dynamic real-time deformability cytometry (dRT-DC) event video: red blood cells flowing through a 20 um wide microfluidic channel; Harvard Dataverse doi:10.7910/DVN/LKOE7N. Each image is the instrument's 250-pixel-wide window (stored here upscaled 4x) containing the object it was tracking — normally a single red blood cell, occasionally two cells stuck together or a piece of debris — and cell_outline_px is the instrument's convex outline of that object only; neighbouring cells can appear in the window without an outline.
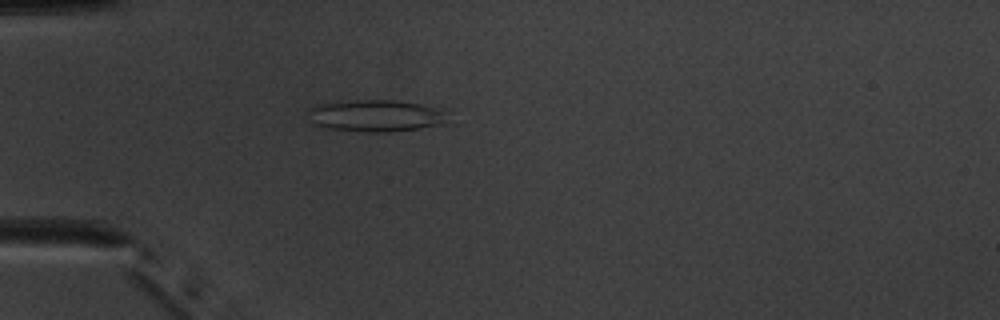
{"species": "common noctule bat (a hibernating species)", "species_latin": "Nyctalus noctula", "temperature_condition": "warm", "stored_images_in_passage": 42, "camera_frame_rate_fps": 3000, "um_per_image_px": 0.085, "animal": {"sex": "male", "body_mass_g": 20.1, "forearm_length_mm": 53.5}, "frame": {"image": 1, "passage_image": 6, "time_ms": 1.667, "image_size_px": [1000, 320], "cell_outline_px": [[448, 124], [392, 132], [364, 132], [328, 128], [312, 124], [304, 112], [308, 108], [320, 104], [356, 100], [392, 100], [420, 104], [440, 108], [448, 112]], "centroid_in_image_um": [31.97, 9.85], "position_along_channel_um": 53.0, "area_um2": 26.47}}
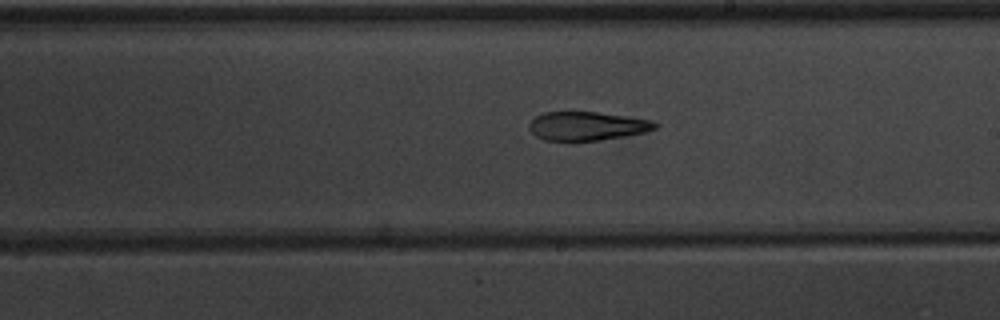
{"frame": {"image": 2, "passage_image": 21, "time_ms": 6.667, "image_size_px": [1000, 320], "cell_outline_px": [[660, 124], [656, 128], [644, 132], [624, 136], [600, 140], [544, 140], [536, 136], [528, 128], [528, 124], [536, 116], [544, 112], [596, 112], [652, 120]], "centroid_in_image_um": [49.89, 10.71], "position_along_channel_um": 239.1, "area_um2": 20.87}}
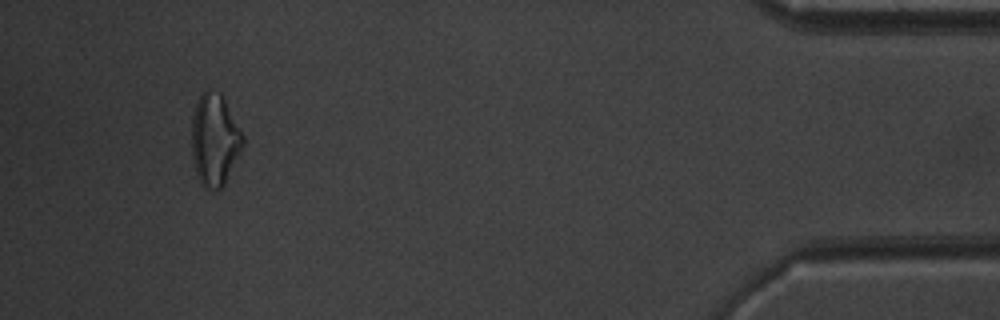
{"frame": {"image": 3, "passage_image": 39, "time_ms": 12.667, "image_size_px": [1000, 320], "cell_outline_px": [[244, 144], [224, 184], [220, 188], [204, 188], [200, 184], [196, 176], [192, 156], [192, 116], [196, 104], [200, 96], [208, 88], [220, 92], [244, 136]], "centroid_in_image_um": [18.23, 11.88], "position_along_channel_um": 417.0, "area_um2": 27.22}, "authors_computed_cell_mechanics": {"area_um2": 22.9466, "velocity_mm_per_s": 3.985, "shape_relaxation_time_tau1_ms": null, "shape_relaxation_time_tau2_ms": 4.5969, "deformation_change_tau1": null, "deformation_change_tau2": 0.1552}}